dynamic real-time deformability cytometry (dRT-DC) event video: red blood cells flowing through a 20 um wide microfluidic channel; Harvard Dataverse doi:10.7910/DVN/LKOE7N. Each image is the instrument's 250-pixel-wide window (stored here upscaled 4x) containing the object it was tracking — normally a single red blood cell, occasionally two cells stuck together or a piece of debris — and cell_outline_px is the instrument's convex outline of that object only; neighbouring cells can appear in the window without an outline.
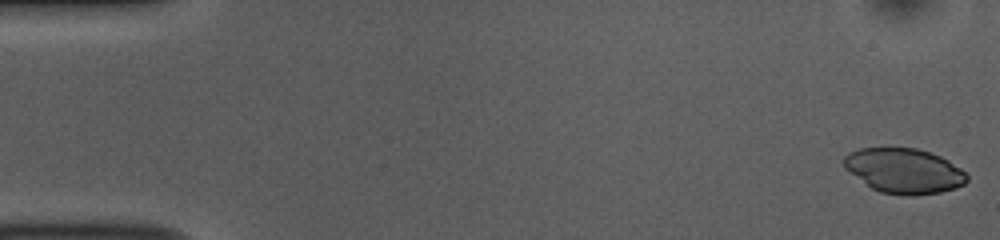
{"species": "common noctule bat (a hibernating species)", "species_latin": "Nyctalus noctula", "temperature_condition": "room temperature", "stored_images_in_passage": 53, "camera_frame_rate_fps": 3000, "um_per_image_px": 0.085, "animal": {"sex": "female", "body_mass_g": 10.0, "forearm_length_mm": 53.1}, "frame": {"image": 1, "passage_image": 1, "time_ms": 0.0, "image_size_px": [1000, 240], "cell_outline_px": [[968, 180], [964, 184], [956, 188], [940, 192], [912, 196], [908, 196], [880, 192], [872, 188], [844, 168], [844, 156], [848, 152], [860, 148], [916, 148], [940, 156], [948, 160], [960, 168], [968, 176]], "centroid_in_image_um": [76.85, 14.52], "position_along_channel_um": 8.2, "area_um2": 32.14}}